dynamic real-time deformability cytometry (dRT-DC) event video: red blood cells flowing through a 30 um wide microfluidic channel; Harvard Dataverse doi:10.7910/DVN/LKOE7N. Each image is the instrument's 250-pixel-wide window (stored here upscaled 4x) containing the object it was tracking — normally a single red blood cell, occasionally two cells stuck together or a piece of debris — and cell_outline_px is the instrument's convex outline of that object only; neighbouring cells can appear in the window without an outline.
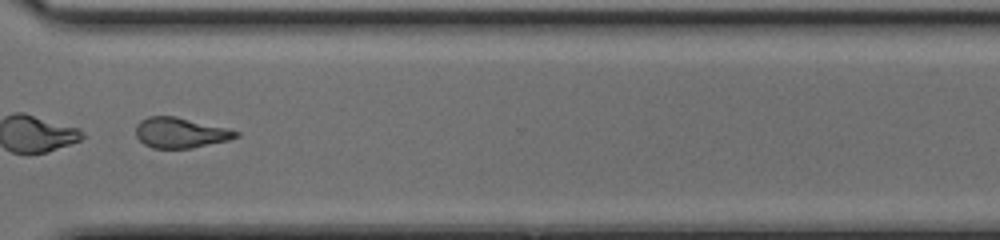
{"species": "common noctule bat (a hibernating species)", "species_latin": "Nyctalus noctula", "temperature_condition": "cold", "stored_images_in_passage": 31, "camera_frame_rate_fps": 3000, "um_per_image_px": 0.085, "animal": {"sex": "female", "body_mass_g": 17.0, "forearm_length_mm": 48.0}, "frame": {"image": 1, "passage_image": 27, "time_ms": 8.667, "image_size_px": [1000, 240], "cell_outline_px": [[240, 136], [228, 140], [192, 148], [152, 148], [144, 144], [136, 136], [136, 124], [140, 120], [148, 116], [176, 116], [228, 128], [240, 132]], "centroid_in_image_um": [15.33, 11.27], "position_along_channel_um": 355.3, "area_um2": 17.8}, "authors_computed_cell_mechanics": {"area_um2": 18.6694, "velocity_mm_per_s": 4.1966, "shape_relaxation_time_tau1_ms": null, "shape_relaxation_time_tau2_ms": 1.8139, "deformation_change_tau1": null, "deformation_change_tau2": 0.0943}}